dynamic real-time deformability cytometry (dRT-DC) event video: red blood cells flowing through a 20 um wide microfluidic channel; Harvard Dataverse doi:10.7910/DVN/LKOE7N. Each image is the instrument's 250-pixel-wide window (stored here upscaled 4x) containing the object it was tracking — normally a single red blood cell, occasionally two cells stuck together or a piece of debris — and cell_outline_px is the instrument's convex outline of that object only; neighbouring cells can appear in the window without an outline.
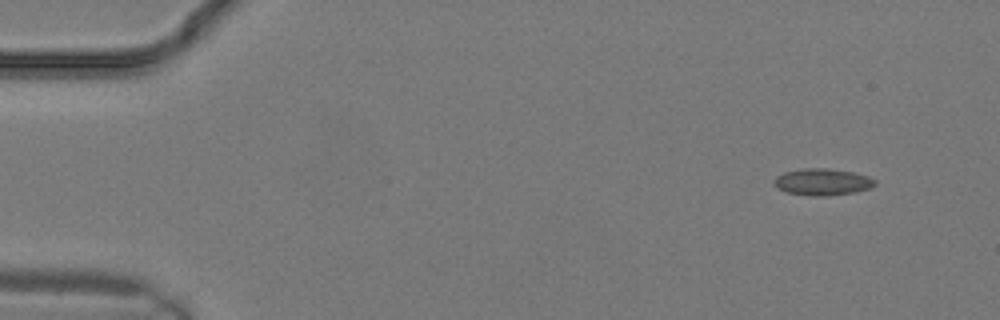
{"species": "common noctule bat (a hibernating species)", "species_latin": "Nyctalus noctula", "temperature_condition": "warm", "stored_images_in_passage": 15, "camera_frame_rate_fps": 3000, "um_per_image_px": 0.085, "animal": {"sex": "male", "body_mass_g": 19.2, "forearm_length_mm": 51.8}, "frame": {"image": 1, "passage_image": 1, "time_ms": 0.0, "image_size_px": [1000, 320], "cell_outline_px": [[876, 184], [868, 188], [856, 192], [824, 196], [816, 196], [788, 192], [776, 188], [772, 180], [776, 176], [784, 172], [804, 168], [828, 168], [852, 172], [868, 176], [876, 180]], "centroid_in_image_um": [69.89, 15.45], "position_along_channel_um": 15.1, "area_um2": 15.66}}
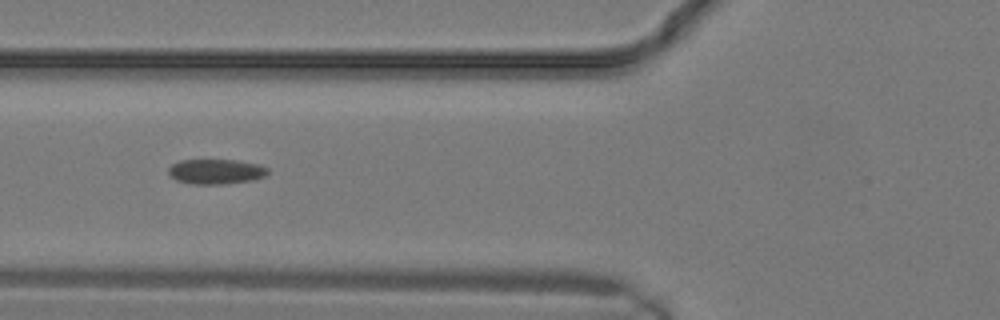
{"frame": {"image": 2, "passage_image": 9, "time_ms": 2.667, "image_size_px": [1000, 320], "cell_outline_px": [[268, 172], [264, 176], [252, 180], [220, 184], [192, 184], [176, 180], [168, 172], [168, 168], [172, 164], [180, 160], [236, 160], [260, 164], [268, 168]], "centroid_in_image_um": [18.35, 14.57], "position_along_channel_um": 107.4, "area_um2": 14.39}}
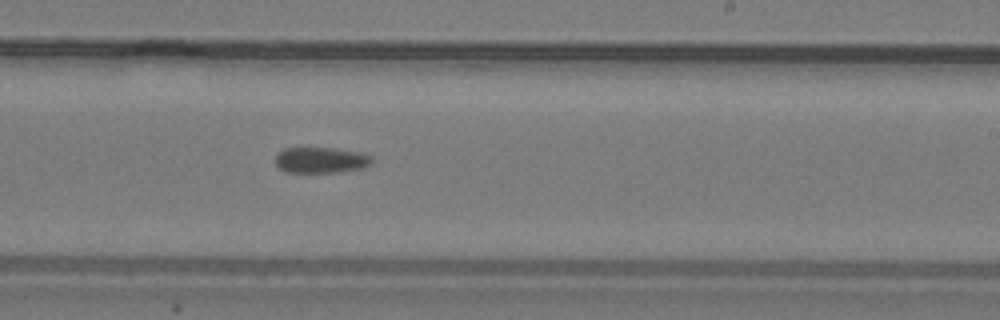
{"frame": {"image": 3, "passage_image": 15, "time_ms": 4.667, "image_size_px": [1000, 320], "cell_outline_px": [[372, 160], [364, 168], [336, 172], [284, 172], [272, 160], [276, 152], [284, 148], [336, 148], [360, 152], [372, 156]], "centroid_in_image_um": [27.21, 13.6], "position_along_channel_um": 261.8, "area_um2": 14.74}}